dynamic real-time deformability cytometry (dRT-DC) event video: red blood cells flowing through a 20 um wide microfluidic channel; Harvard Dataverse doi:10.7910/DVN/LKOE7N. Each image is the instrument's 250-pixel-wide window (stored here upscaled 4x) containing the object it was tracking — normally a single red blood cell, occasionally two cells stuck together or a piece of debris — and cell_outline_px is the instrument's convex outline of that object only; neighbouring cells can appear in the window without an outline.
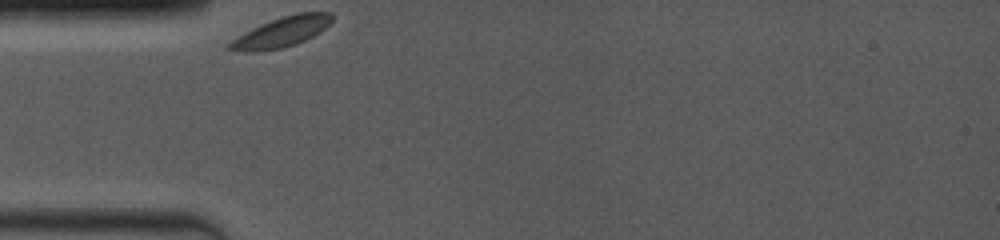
{"species": "common noctule bat (a hibernating species)", "species_latin": "Nyctalus noctula", "temperature_condition": "room temperature", "stored_images_in_passage": 4, "camera_frame_rate_fps": 4000, "um_per_image_px": 0.085, "animal": {"sex": "female", "body_mass_g": 19.0, "forearm_length_mm": 53.3}, "frame": {"image": 1, "passage_image": 1, "time_ms": 0.0, "image_size_px": [1000, 240], "cell_outline_px": [[332, 20], [320, 32], [296, 44], [280, 48], [256, 52], [244, 52], [224, 48], [232, 40], [252, 28], [260, 24], [296, 12], [332, 12]], "centroid_in_image_um": [23.91, 2.73], "position_along_channel_um": 61.1, "area_um2": 17.8}}